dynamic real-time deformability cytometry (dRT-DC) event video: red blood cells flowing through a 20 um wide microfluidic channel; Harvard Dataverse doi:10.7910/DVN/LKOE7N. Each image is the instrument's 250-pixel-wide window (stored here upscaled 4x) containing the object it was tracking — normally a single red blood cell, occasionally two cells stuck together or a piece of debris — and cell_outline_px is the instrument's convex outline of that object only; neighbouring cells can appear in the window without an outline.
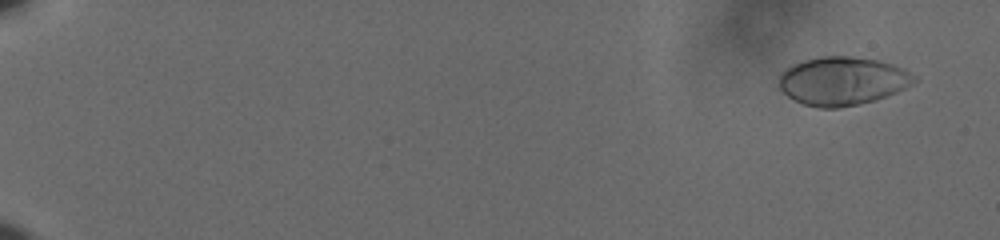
{"species": "human", "species_latin": "Homo sapiens", "temperature_condition": "cold", "stored_images_in_passage": 60, "camera_frame_rate_fps": 3000, "um_per_image_px": 0.085, "donor": {"sex": "male"}, "frame": {"image": 1, "passage_image": 4, "time_ms": 1.0, "image_size_px": [1000, 240], "cell_outline_px": [[916, 80], [912, 84], [896, 92], [876, 100], [860, 104], [840, 108], [816, 108], [804, 104], [788, 96], [780, 88], [780, 76], [792, 64], [804, 60], [820, 56], [852, 56], [880, 60], [904, 68], [916, 76]], "centroid_in_image_um": [71.64, 6.88], "position_along_channel_um": 13.4, "area_um2": 38.15}}
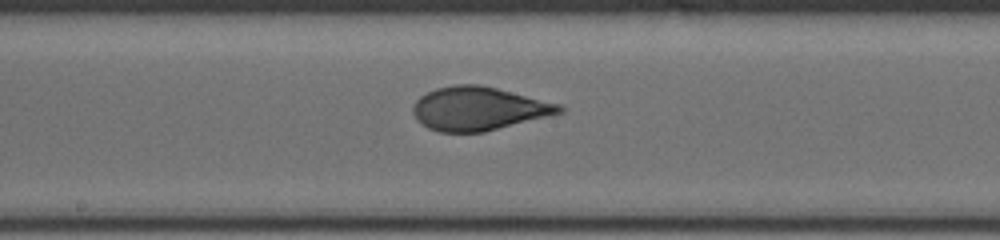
{"frame": {"image": 2, "passage_image": 36, "time_ms": 11.667, "image_size_px": [1000, 240], "cell_outline_px": [[564, 112], [484, 132], [440, 132], [428, 128], [416, 120], [412, 112], [412, 108], [416, 100], [420, 96], [436, 88], [456, 84], [480, 84], [560, 104], [564, 108]], "centroid_in_image_um": [40.65, 9.23], "position_along_channel_um": 207.6, "area_um2": 36.99}}
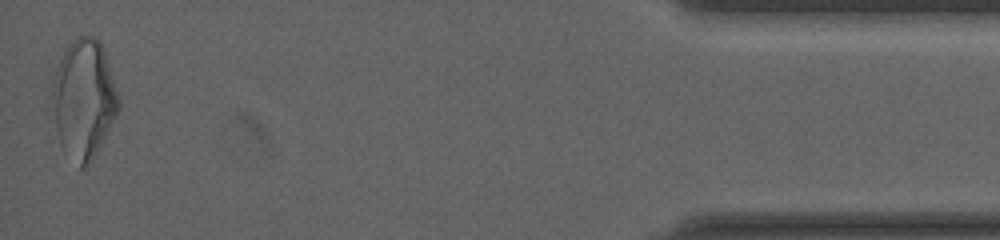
{"frame": {"image": 3, "passage_image": 60, "time_ms": 19.667, "image_size_px": [1000, 240], "cell_outline_px": [[120, 108], [116, 116], [92, 160], [84, 168], [80, 168], [60, 144], [56, 128], [52, 92], [52, 84], [56, 68], [68, 44], [76, 36], [92, 36], [100, 44], [104, 52], [120, 104]], "centroid_in_image_um": [7.11, 8.42], "position_along_channel_um": 428.1, "area_um2": 44.91}, "authors_computed_cell_mechanics": {"area_um2": 36.8475, "velocity_mm_per_s": 3.6197, "shape_relaxation_time_tau1_ms": 4.4144, "shape_relaxation_time_tau2_ms": null, "deformation_change_tau1": 0.1971, "deformation_change_tau2": null}}